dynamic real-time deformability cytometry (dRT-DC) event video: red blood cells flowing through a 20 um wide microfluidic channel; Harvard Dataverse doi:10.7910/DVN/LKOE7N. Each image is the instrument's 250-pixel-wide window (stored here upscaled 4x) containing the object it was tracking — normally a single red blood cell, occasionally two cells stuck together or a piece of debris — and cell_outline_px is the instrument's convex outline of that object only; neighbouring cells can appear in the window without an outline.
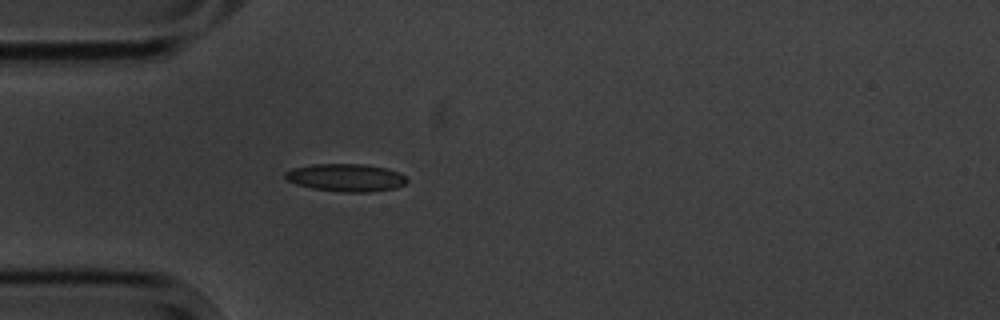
{"species": "common noctule bat (a hibernating species)", "species_latin": "Nyctalus noctula", "temperature_condition": "cold", "stored_images_in_passage": 1, "camera_frame_rate_fps": 3000, "um_per_image_px": 0.085, "animal": {"sex": "male", "body_mass_g": 20.1, "forearm_length_mm": 53.5}, "frame": {"image": 1, "passage_image": 1, "time_ms": 0.0, "image_size_px": [1000, 320], "cell_outline_px": [[408, 180], [404, 184], [396, 188], [368, 192], [340, 192], [312, 188], [296, 184], [288, 180], [284, 176], [284, 172], [292, 168], [312, 164], [364, 164], [388, 168], [400, 172]], "centroid_in_image_um": [29.41, 15.09], "position_along_channel_um": 55.6, "area_um2": 19.77}}